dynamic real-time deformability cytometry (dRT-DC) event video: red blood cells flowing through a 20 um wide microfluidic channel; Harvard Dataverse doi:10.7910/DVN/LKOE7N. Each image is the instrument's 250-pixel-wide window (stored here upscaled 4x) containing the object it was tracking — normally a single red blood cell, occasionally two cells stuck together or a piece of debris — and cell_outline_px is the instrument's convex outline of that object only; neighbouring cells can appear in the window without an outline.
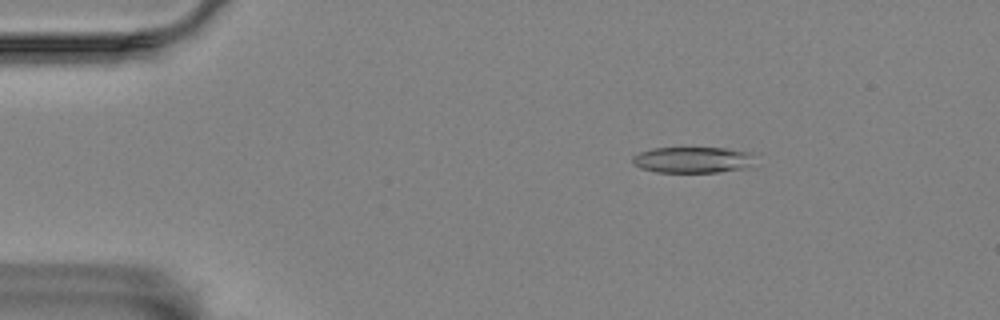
{"species": "Egyptian fruit bat (a non-hibernating species)", "species_latin": "Rousettus aegyptiacus", "temperature_condition": "room temperature", "stored_images_in_passage": 16, "camera_frame_rate_fps": 3000, "um_per_image_px": 0.085, "animal": {"sex": "female"}, "frame": {"image": 1, "passage_image": 9, "time_ms": 2.667, "image_size_px": [1000, 320], "cell_outline_px": [[752, 152], [748, 168], [716, 172], [656, 172], [640, 168], [632, 164], [632, 156], [640, 152], [652, 148], [728, 148]], "centroid_in_image_um": [58.82, 13.58], "position_along_channel_um": 26.2, "area_um2": 18.55}}